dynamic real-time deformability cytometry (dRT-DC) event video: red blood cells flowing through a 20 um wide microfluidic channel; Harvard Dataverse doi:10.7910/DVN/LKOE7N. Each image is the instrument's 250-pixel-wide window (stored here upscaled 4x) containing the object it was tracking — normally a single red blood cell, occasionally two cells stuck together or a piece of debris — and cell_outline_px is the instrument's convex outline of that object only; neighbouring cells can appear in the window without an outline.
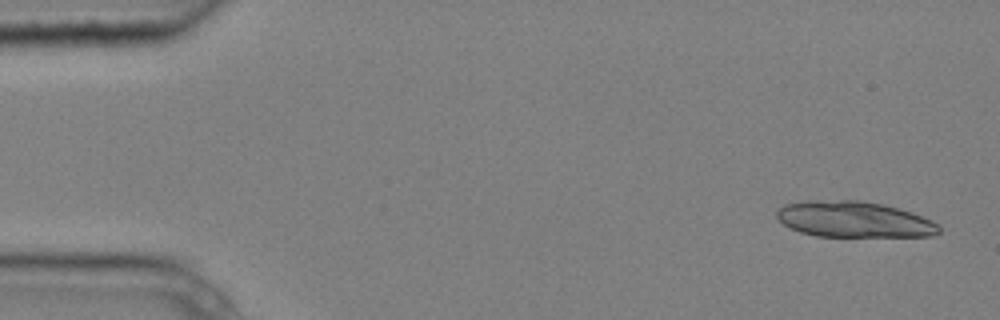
{"species": "common noctule bat (a hibernating species)", "species_latin": "Nyctalus noctula", "temperature_condition": "cold", "stored_images_in_passage": 6, "camera_frame_rate_fps": 3000, "um_per_image_px": 0.085, "animal": {"sex": "male", "body_mass_g": 20.4}, "frame": {"image": 1, "passage_image": 1, "time_ms": 0.0, "image_size_px": [1000, 320], "cell_outline_px": [[940, 232], [932, 236], [816, 236], [800, 232], [784, 224], [776, 216], [776, 212], [784, 204], [808, 200], [860, 200], [884, 204], [912, 212], [932, 220], [940, 228]], "centroid_in_image_um": [72.59, 18.64], "position_along_channel_um": 12.4, "area_um2": 33.99}}